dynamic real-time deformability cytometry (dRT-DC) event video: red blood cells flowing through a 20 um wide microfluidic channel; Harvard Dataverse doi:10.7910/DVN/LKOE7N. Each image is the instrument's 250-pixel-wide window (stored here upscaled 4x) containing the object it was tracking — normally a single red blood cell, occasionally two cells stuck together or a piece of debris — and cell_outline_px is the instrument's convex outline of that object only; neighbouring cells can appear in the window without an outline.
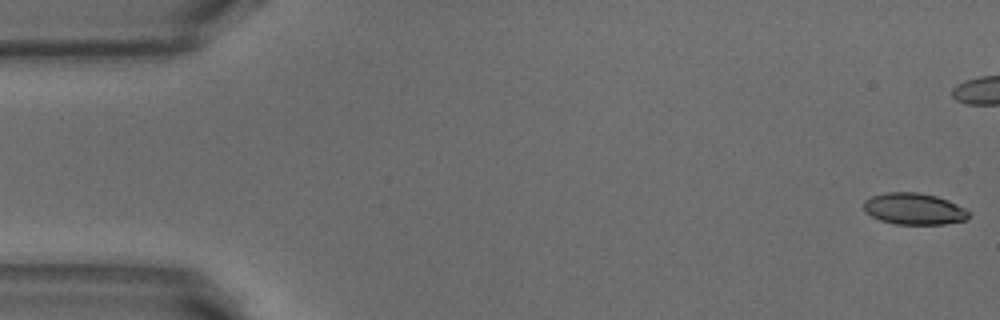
{"species": "common noctule bat (a hibernating species)", "species_latin": "Nyctalus noctula", "temperature_condition": "warm", "stored_images_in_passage": 40, "camera_frame_rate_fps": 3000, "um_per_image_px": 0.085, "animal": {"sex": "male", "body_mass_g": 18.8}, "frame": {"image": 1, "passage_image": 1, "time_ms": 0.0, "image_size_px": [1000, 320], "cell_outline_px": [[972, 212], [964, 220], [944, 224], [896, 224], [880, 220], [864, 212], [864, 200], [872, 196], [884, 192], [916, 192], [936, 196], [948, 200]], "centroid_in_image_um": [77.67, 17.75], "position_along_channel_um": 7.3, "area_um2": 19.31}}
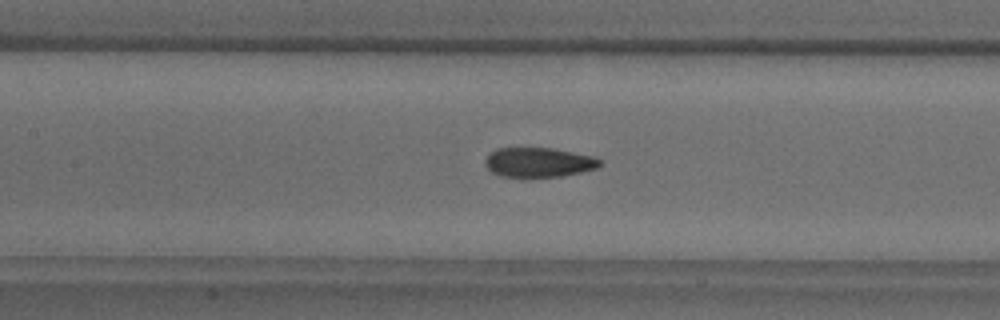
{"frame": {"image": 2, "passage_image": 23, "time_ms": 7.333, "image_size_px": [1000, 320], "cell_outline_px": [[600, 164], [596, 168], [580, 172], [560, 176], [500, 176], [492, 172], [484, 164], [484, 160], [496, 148], [552, 148], [596, 156], [600, 160]], "centroid_in_image_um": [45.79, 13.78], "position_along_channel_um": 161.6, "area_um2": 19.54}}
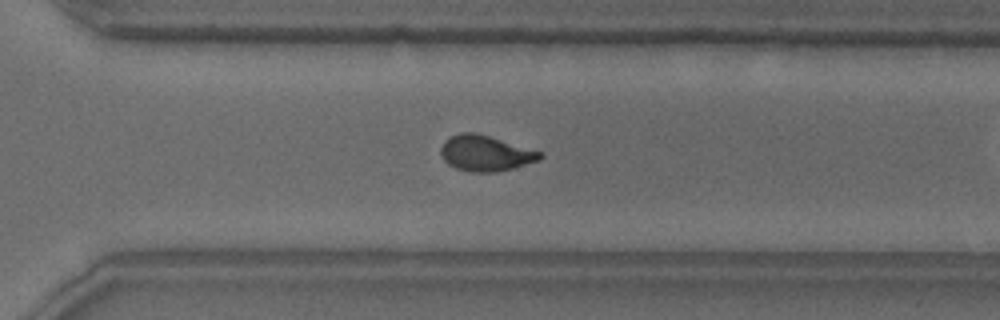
{"frame": {"image": 3, "passage_image": 36, "time_ms": 11.667, "image_size_px": [1000, 320], "cell_outline_px": [[544, 156], [540, 160], [512, 168], [496, 172], [468, 172], [456, 168], [448, 164], [444, 160], [440, 152], [440, 148], [444, 140], [460, 132], [476, 132], [544, 152]], "centroid_in_image_um": [41.28, 13.02], "position_along_channel_um": 329.3, "area_um2": 20.81}}